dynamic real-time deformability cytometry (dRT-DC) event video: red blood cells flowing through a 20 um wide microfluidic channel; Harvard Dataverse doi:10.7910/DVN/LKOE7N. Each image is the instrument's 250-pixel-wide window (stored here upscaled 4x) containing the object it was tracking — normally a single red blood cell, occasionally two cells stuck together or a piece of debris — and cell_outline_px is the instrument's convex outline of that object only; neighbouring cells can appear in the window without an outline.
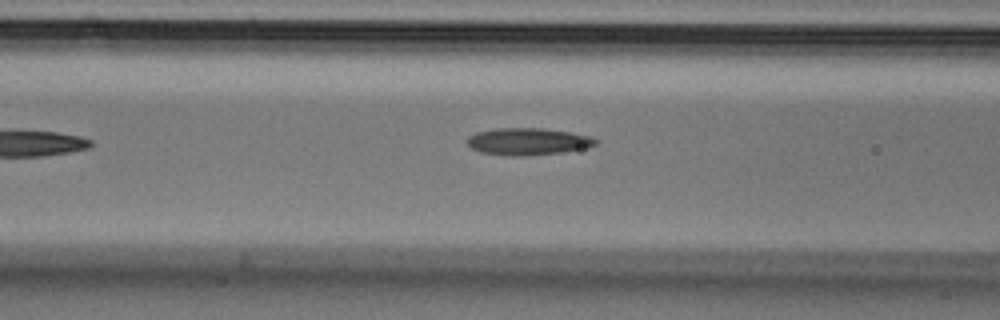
{"species": "Egyptian fruit bat (a non-hibernating species)", "species_latin": "Rousettus aegyptiacus", "temperature_condition": "cold", "stored_images_in_passage": 8, "camera_frame_rate_fps": 3000, "um_per_image_px": 0.085, "animal": {"sex": "male"}, "frame": {"image": 1, "passage_image": 7, "time_ms": 2.0, "image_size_px": [1000, 320], "cell_outline_px": [[600, 140], [596, 144], [588, 148], [560, 152], [524, 156], [508, 156], [480, 152], [472, 148], [468, 144], [468, 136], [476, 132], [496, 128], [544, 128], [592, 136]], "centroid_in_image_um": [44.9, 12.02], "position_along_channel_um": 121.7, "area_um2": 20.35}}
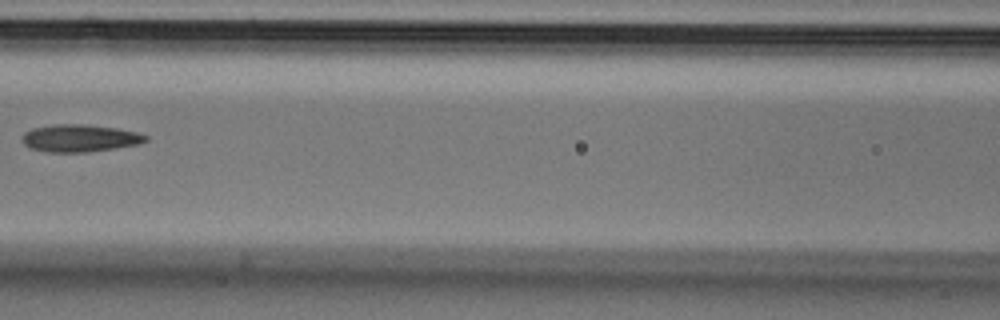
{"frame": {"image": 2, "passage_image": 8, "time_ms": 2.333, "image_size_px": [1000, 320], "cell_outline_px": [[148, 140], [140, 144], [116, 148], [88, 152], [48, 152], [28, 148], [20, 140], [20, 136], [24, 132], [32, 128], [52, 124], [84, 124], [116, 128], [136, 132], [148, 136]], "centroid_in_image_um": [6.73, 11.74], "position_along_channel_um": 159.9, "area_um2": 20.0}}